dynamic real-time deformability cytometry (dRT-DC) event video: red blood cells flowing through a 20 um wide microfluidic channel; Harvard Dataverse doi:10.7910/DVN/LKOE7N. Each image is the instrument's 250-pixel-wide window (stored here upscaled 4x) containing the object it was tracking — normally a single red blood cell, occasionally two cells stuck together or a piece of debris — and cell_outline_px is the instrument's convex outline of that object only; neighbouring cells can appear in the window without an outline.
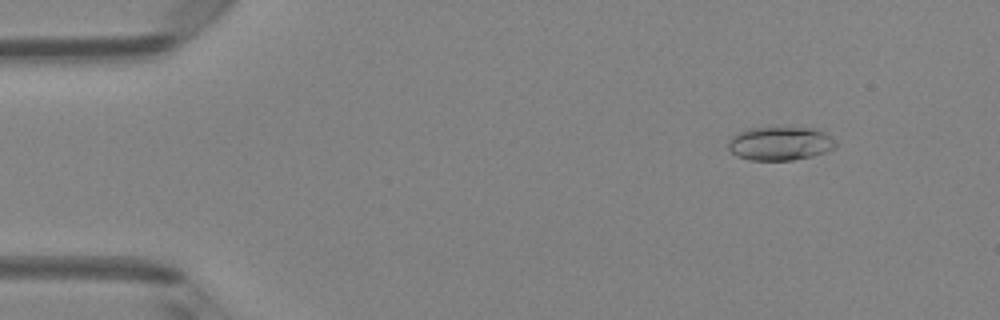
{"species": "Egyptian fruit bat (a non-hibernating species)", "species_latin": "Rousettus aegyptiacus", "temperature_condition": "room temperature", "stored_images_in_passage": 50, "camera_frame_rate_fps": 3000, "um_per_image_px": 0.085, "animal": {"sex": "female"}, "frame": {"image": 1, "passage_image": 6, "time_ms": 1.667, "image_size_px": [1000, 320], "cell_outline_px": [[836, 148], [828, 152], [812, 156], [792, 160], [748, 160], [736, 156], [728, 148], [728, 140], [736, 132], [744, 128], [816, 128], [824, 132], [836, 144]], "centroid_in_image_um": [66.27, 12.2], "position_along_channel_um": 18.7, "area_um2": 21.21}}
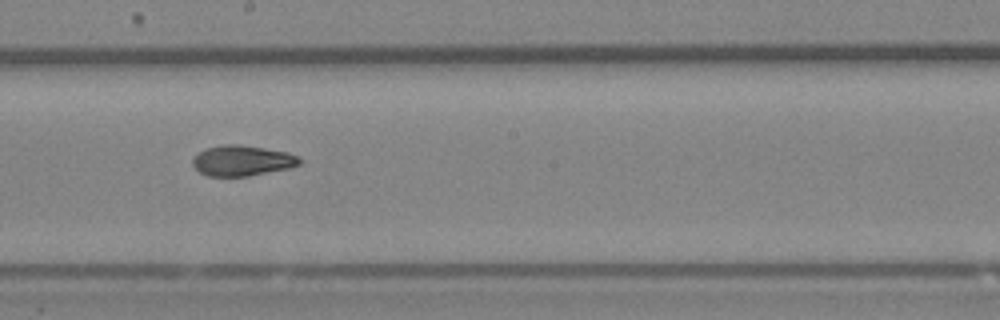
{"frame": {"image": 2, "passage_image": 28, "time_ms": 9.0, "image_size_px": [1000, 320], "cell_outline_px": [[304, 160], [300, 164], [288, 168], [248, 176], [208, 176], [200, 172], [192, 164], [192, 160], [200, 152], [208, 148], [224, 144], [240, 144], [288, 152]], "centroid_in_image_um": [20.61, 13.65], "position_along_channel_um": 227.6, "area_um2": 18.84}}
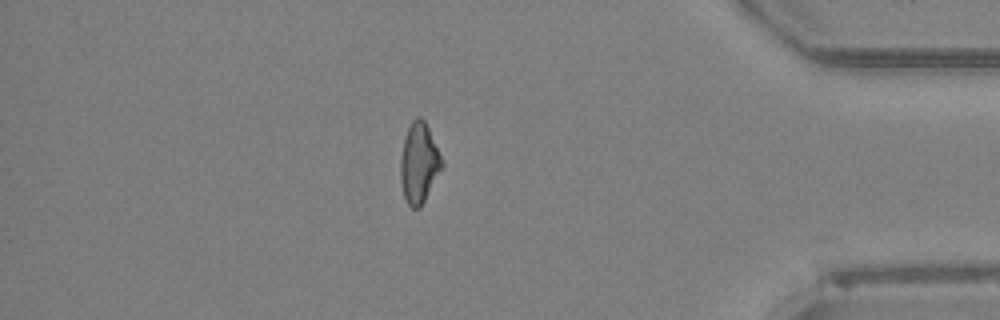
{"frame": {"image": 3, "passage_image": 43, "time_ms": 14.0, "image_size_px": [1000, 320], "cell_outline_px": [[444, 164], [420, 208], [412, 208], [404, 200], [400, 184], [400, 160], [404, 140], [408, 128], [412, 120], [416, 116], [420, 116], [424, 120], [428, 128]], "centroid_in_image_um": [35.59, 13.89], "position_along_channel_um": 399.6, "area_um2": 19.19}, "authors_computed_cell_mechanics": {"area_um2": 19.4497, "velocity_mm_per_s": 4.1345, "shape_relaxation_time_tau1_ms": 2.5122, "shape_relaxation_time_tau2_ms": 2.2954, "deformation_change_tau1": 0.1363, "deformation_change_tau2": 0.085}}